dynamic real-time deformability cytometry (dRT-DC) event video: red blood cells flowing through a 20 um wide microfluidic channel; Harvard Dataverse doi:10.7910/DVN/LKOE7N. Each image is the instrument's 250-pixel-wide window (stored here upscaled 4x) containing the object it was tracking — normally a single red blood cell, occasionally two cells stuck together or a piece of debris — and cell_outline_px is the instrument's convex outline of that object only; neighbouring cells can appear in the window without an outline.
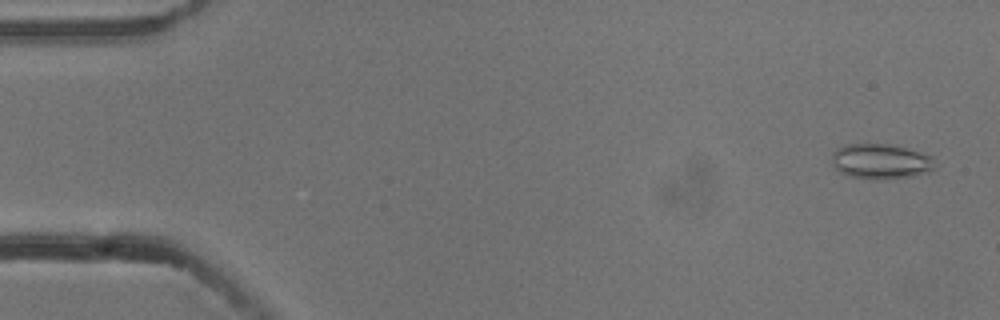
{"species": "common noctule bat (a hibernating species)", "species_latin": "Nyctalus noctula", "temperature_condition": "cold", "stored_images_in_passage": 6, "camera_frame_rate_fps": 3000, "um_per_image_px": 0.085, "animal": {"sex": "male", "body_mass_g": 13.3}, "frame": {"image": 1, "passage_image": 1, "time_ms": 0.0, "image_size_px": [1000, 320], "cell_outline_px": [[932, 168], [928, 172], [912, 176], [880, 180], [876, 180], [848, 176], [840, 172], [836, 168], [832, 160], [832, 152], [836, 148], [848, 144], [888, 144], [920, 152], [932, 156]], "centroid_in_image_um": [74.81, 13.72], "position_along_channel_um": 10.2, "area_um2": 20.92}}
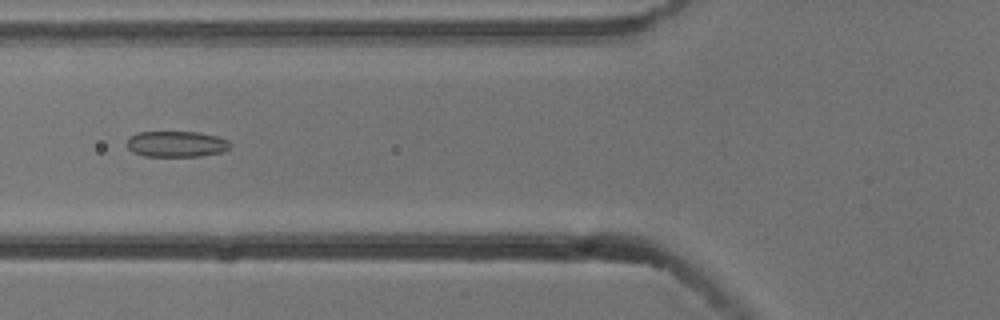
{"frame": {"image": 2, "passage_image": 6, "time_ms": 1.667, "image_size_px": [1000, 320], "cell_outline_px": [[232, 144], [228, 148], [220, 152], [200, 156], [144, 156], [132, 152], [124, 144], [128, 136], [136, 132], [200, 132], [216, 136], [228, 140]], "centroid_in_image_um": [14.92, 12.23], "position_along_channel_um": 110.9, "area_um2": 15.78}}